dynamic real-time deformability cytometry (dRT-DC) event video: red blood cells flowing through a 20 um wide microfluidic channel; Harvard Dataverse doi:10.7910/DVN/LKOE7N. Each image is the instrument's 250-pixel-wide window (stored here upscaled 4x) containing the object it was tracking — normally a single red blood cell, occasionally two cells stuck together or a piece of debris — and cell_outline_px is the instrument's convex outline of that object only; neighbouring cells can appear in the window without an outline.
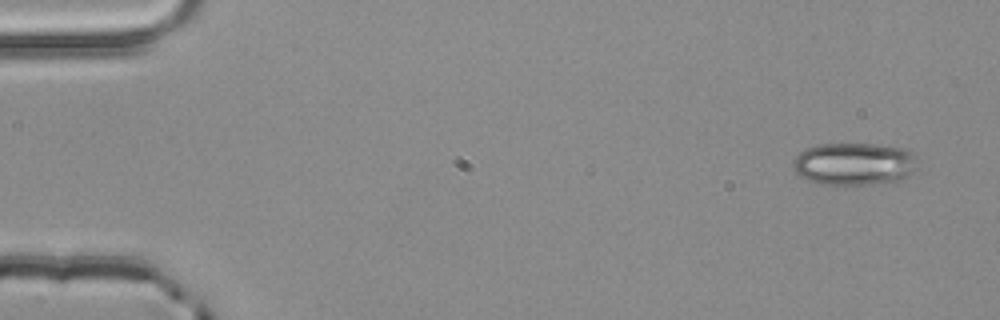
{"species": "common noctule bat (a hibernating species)", "species_latin": "Nyctalus noctula", "temperature_condition": "room temperature", "stored_images_in_passage": 4, "camera_frame_rate_fps": 3000, "um_per_image_px": 0.085, "animal": {"sex": "male", "body_mass_g": 20.4}, "frame": {"image": 1, "passage_image": 1, "time_ms": 0.0, "image_size_px": [1000, 320], "cell_outline_px": [[916, 168], [904, 180], [876, 184], [820, 184], [808, 180], [800, 176], [792, 168], [792, 160], [800, 152], [808, 148], [820, 144], [876, 144], [904, 148], [916, 156]], "centroid_in_image_um": [72.61, 13.94], "position_along_channel_um": 12.4, "area_um2": 31.04}}